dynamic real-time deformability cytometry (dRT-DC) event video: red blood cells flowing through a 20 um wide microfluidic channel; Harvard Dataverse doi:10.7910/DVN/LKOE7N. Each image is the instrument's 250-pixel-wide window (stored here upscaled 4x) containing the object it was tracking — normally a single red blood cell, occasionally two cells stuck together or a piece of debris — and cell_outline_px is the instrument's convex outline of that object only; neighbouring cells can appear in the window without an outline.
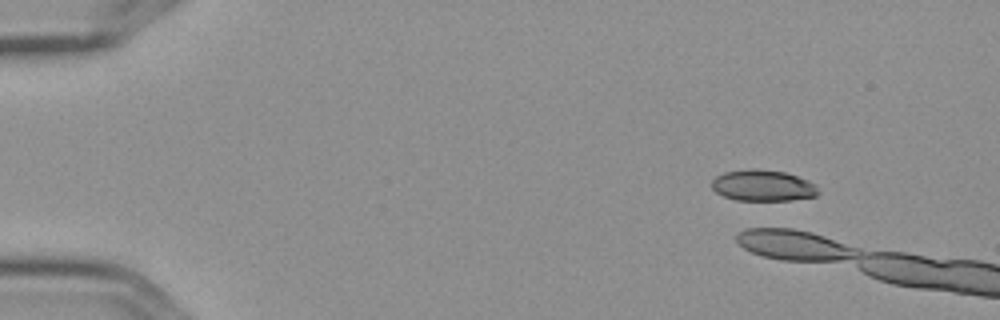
{"species": "Egyptian fruit bat (a non-hibernating species)", "species_latin": "Rousettus aegyptiacus", "temperature_condition": "cold", "stored_images_in_passage": 3, "camera_frame_rate_fps": 3000, "um_per_image_px": 0.085, "frame": {"image": 1, "passage_image": 2, "time_ms": 0.333, "image_size_px": [1000, 320], "cell_outline_px": [[820, 192], [816, 196], [792, 200], [736, 200], [724, 196], [716, 192], [712, 188], [712, 180], [716, 176], [724, 172], [752, 168], [784, 172], [808, 180], [816, 184]], "centroid_in_image_um": [64.86, 15.77], "position_along_channel_um": 20.1, "area_um2": 19.36}}